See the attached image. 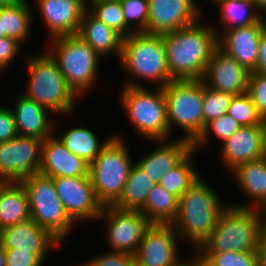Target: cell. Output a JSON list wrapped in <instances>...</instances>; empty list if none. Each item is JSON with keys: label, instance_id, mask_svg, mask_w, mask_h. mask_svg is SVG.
Wrapping results in <instances>:
<instances>
[{"label": "cell", "instance_id": "603a6c76", "mask_svg": "<svg viewBox=\"0 0 266 266\" xmlns=\"http://www.w3.org/2000/svg\"><path fill=\"white\" fill-rule=\"evenodd\" d=\"M11 110L19 136L36 137L45 140L56 132L54 131L55 123L48 118L49 110L26 98L23 94L20 98L18 97L14 108Z\"/></svg>", "mask_w": 266, "mask_h": 266}, {"label": "cell", "instance_id": "7a4b0ae2", "mask_svg": "<svg viewBox=\"0 0 266 266\" xmlns=\"http://www.w3.org/2000/svg\"><path fill=\"white\" fill-rule=\"evenodd\" d=\"M202 178L199 179L179 198V209L172 226L180 240L195 246L197 250L210 236L220 215L227 208L219 194Z\"/></svg>", "mask_w": 266, "mask_h": 266}, {"label": "cell", "instance_id": "816d5d0a", "mask_svg": "<svg viewBox=\"0 0 266 266\" xmlns=\"http://www.w3.org/2000/svg\"><path fill=\"white\" fill-rule=\"evenodd\" d=\"M255 4L261 9L265 10L266 9V0H253Z\"/></svg>", "mask_w": 266, "mask_h": 266}, {"label": "cell", "instance_id": "30bf717a", "mask_svg": "<svg viewBox=\"0 0 266 266\" xmlns=\"http://www.w3.org/2000/svg\"><path fill=\"white\" fill-rule=\"evenodd\" d=\"M27 191L30 217L60 244L76 224L67 214L53 183V178L39 173L21 181Z\"/></svg>", "mask_w": 266, "mask_h": 266}, {"label": "cell", "instance_id": "d6a6232c", "mask_svg": "<svg viewBox=\"0 0 266 266\" xmlns=\"http://www.w3.org/2000/svg\"><path fill=\"white\" fill-rule=\"evenodd\" d=\"M87 10L123 38L134 33L125 23L120 0H91Z\"/></svg>", "mask_w": 266, "mask_h": 266}, {"label": "cell", "instance_id": "7402d4cb", "mask_svg": "<svg viewBox=\"0 0 266 266\" xmlns=\"http://www.w3.org/2000/svg\"><path fill=\"white\" fill-rule=\"evenodd\" d=\"M162 143L136 163L156 184L193 150L192 143L182 138Z\"/></svg>", "mask_w": 266, "mask_h": 266}, {"label": "cell", "instance_id": "b9f144b4", "mask_svg": "<svg viewBox=\"0 0 266 266\" xmlns=\"http://www.w3.org/2000/svg\"><path fill=\"white\" fill-rule=\"evenodd\" d=\"M21 43L10 37L0 38V72H4L14 58L17 57L21 49Z\"/></svg>", "mask_w": 266, "mask_h": 266}, {"label": "cell", "instance_id": "836d02e7", "mask_svg": "<svg viewBox=\"0 0 266 266\" xmlns=\"http://www.w3.org/2000/svg\"><path fill=\"white\" fill-rule=\"evenodd\" d=\"M240 128V124L228 114L213 119L206 124L204 131L192 144L193 150L197 151L201 146L203 147V145H206V143L209 142L210 139L208 138H210V134L212 133L214 134V137L216 136V138L220 139L223 143Z\"/></svg>", "mask_w": 266, "mask_h": 266}, {"label": "cell", "instance_id": "5b68a950", "mask_svg": "<svg viewBox=\"0 0 266 266\" xmlns=\"http://www.w3.org/2000/svg\"><path fill=\"white\" fill-rule=\"evenodd\" d=\"M261 209L228 205L198 253L259 252Z\"/></svg>", "mask_w": 266, "mask_h": 266}, {"label": "cell", "instance_id": "1f68e13d", "mask_svg": "<svg viewBox=\"0 0 266 266\" xmlns=\"http://www.w3.org/2000/svg\"><path fill=\"white\" fill-rule=\"evenodd\" d=\"M195 152L192 150L176 167L165 173L158 184L180 198L201 176L192 163Z\"/></svg>", "mask_w": 266, "mask_h": 266}, {"label": "cell", "instance_id": "ee69618b", "mask_svg": "<svg viewBox=\"0 0 266 266\" xmlns=\"http://www.w3.org/2000/svg\"><path fill=\"white\" fill-rule=\"evenodd\" d=\"M253 72L266 74V34L264 32L260 37L258 47V60L256 69Z\"/></svg>", "mask_w": 266, "mask_h": 266}, {"label": "cell", "instance_id": "f1b7e54d", "mask_svg": "<svg viewBox=\"0 0 266 266\" xmlns=\"http://www.w3.org/2000/svg\"><path fill=\"white\" fill-rule=\"evenodd\" d=\"M179 209V197L166 191L158 183L147 196L141 213L151 222L172 224Z\"/></svg>", "mask_w": 266, "mask_h": 266}, {"label": "cell", "instance_id": "f5cc1de1", "mask_svg": "<svg viewBox=\"0 0 266 266\" xmlns=\"http://www.w3.org/2000/svg\"><path fill=\"white\" fill-rule=\"evenodd\" d=\"M17 0H0V9L16 2Z\"/></svg>", "mask_w": 266, "mask_h": 266}, {"label": "cell", "instance_id": "ffe728a7", "mask_svg": "<svg viewBox=\"0 0 266 266\" xmlns=\"http://www.w3.org/2000/svg\"><path fill=\"white\" fill-rule=\"evenodd\" d=\"M262 33L261 20L253 25L225 30L223 36H218V47L252 72L256 69Z\"/></svg>", "mask_w": 266, "mask_h": 266}, {"label": "cell", "instance_id": "83f0119b", "mask_svg": "<svg viewBox=\"0 0 266 266\" xmlns=\"http://www.w3.org/2000/svg\"><path fill=\"white\" fill-rule=\"evenodd\" d=\"M27 0H17L0 9L3 32L7 37L24 44L30 36L33 13ZM24 42V43H23Z\"/></svg>", "mask_w": 266, "mask_h": 266}, {"label": "cell", "instance_id": "2e32d148", "mask_svg": "<svg viewBox=\"0 0 266 266\" xmlns=\"http://www.w3.org/2000/svg\"><path fill=\"white\" fill-rule=\"evenodd\" d=\"M250 72L217 47L202 77L207 87L233 96L247 92Z\"/></svg>", "mask_w": 266, "mask_h": 266}, {"label": "cell", "instance_id": "52a82bcc", "mask_svg": "<svg viewBox=\"0 0 266 266\" xmlns=\"http://www.w3.org/2000/svg\"><path fill=\"white\" fill-rule=\"evenodd\" d=\"M119 61L133 79L155 81L162 88L173 80L168 72L162 34L140 32L123 38Z\"/></svg>", "mask_w": 266, "mask_h": 266}, {"label": "cell", "instance_id": "f546056e", "mask_svg": "<svg viewBox=\"0 0 266 266\" xmlns=\"http://www.w3.org/2000/svg\"><path fill=\"white\" fill-rule=\"evenodd\" d=\"M156 185L153 179L137 164H133L120 199L115 207L124 210H141L151 189Z\"/></svg>", "mask_w": 266, "mask_h": 266}, {"label": "cell", "instance_id": "f907efd6", "mask_svg": "<svg viewBox=\"0 0 266 266\" xmlns=\"http://www.w3.org/2000/svg\"><path fill=\"white\" fill-rule=\"evenodd\" d=\"M262 13L265 14V15H263ZM262 13H261V23H262V26H263V32L266 34V9L262 10Z\"/></svg>", "mask_w": 266, "mask_h": 266}, {"label": "cell", "instance_id": "cb8c5ba5", "mask_svg": "<svg viewBox=\"0 0 266 266\" xmlns=\"http://www.w3.org/2000/svg\"><path fill=\"white\" fill-rule=\"evenodd\" d=\"M77 35L87 42L101 58L115 53L120 59L123 37L95 18L88 10L83 14Z\"/></svg>", "mask_w": 266, "mask_h": 266}, {"label": "cell", "instance_id": "4fadbf2b", "mask_svg": "<svg viewBox=\"0 0 266 266\" xmlns=\"http://www.w3.org/2000/svg\"><path fill=\"white\" fill-rule=\"evenodd\" d=\"M56 192L75 222L98 219L103 205L98 201L90 176L53 178Z\"/></svg>", "mask_w": 266, "mask_h": 266}, {"label": "cell", "instance_id": "60d3db41", "mask_svg": "<svg viewBox=\"0 0 266 266\" xmlns=\"http://www.w3.org/2000/svg\"><path fill=\"white\" fill-rule=\"evenodd\" d=\"M6 266H42L43 263L30 251L5 248Z\"/></svg>", "mask_w": 266, "mask_h": 266}, {"label": "cell", "instance_id": "9f6ffc18", "mask_svg": "<svg viewBox=\"0 0 266 266\" xmlns=\"http://www.w3.org/2000/svg\"><path fill=\"white\" fill-rule=\"evenodd\" d=\"M204 266H209V265L206 263L205 259H204Z\"/></svg>", "mask_w": 266, "mask_h": 266}, {"label": "cell", "instance_id": "d4e9b609", "mask_svg": "<svg viewBox=\"0 0 266 266\" xmlns=\"http://www.w3.org/2000/svg\"><path fill=\"white\" fill-rule=\"evenodd\" d=\"M234 179L247 197L252 198L250 204L237 203V207H253L263 209L266 206V161L259 159L238 165L233 171Z\"/></svg>", "mask_w": 266, "mask_h": 266}, {"label": "cell", "instance_id": "4dcf8cb0", "mask_svg": "<svg viewBox=\"0 0 266 266\" xmlns=\"http://www.w3.org/2000/svg\"><path fill=\"white\" fill-rule=\"evenodd\" d=\"M220 25L224 31L253 25L261 20L262 10L253 0H219Z\"/></svg>", "mask_w": 266, "mask_h": 266}, {"label": "cell", "instance_id": "11a10c76", "mask_svg": "<svg viewBox=\"0 0 266 266\" xmlns=\"http://www.w3.org/2000/svg\"><path fill=\"white\" fill-rule=\"evenodd\" d=\"M81 2L86 8H88L87 1L90 3L91 0H77Z\"/></svg>", "mask_w": 266, "mask_h": 266}, {"label": "cell", "instance_id": "9a60e30c", "mask_svg": "<svg viewBox=\"0 0 266 266\" xmlns=\"http://www.w3.org/2000/svg\"><path fill=\"white\" fill-rule=\"evenodd\" d=\"M148 5V34L177 31L202 18L195 0H148Z\"/></svg>", "mask_w": 266, "mask_h": 266}, {"label": "cell", "instance_id": "277c9868", "mask_svg": "<svg viewBox=\"0 0 266 266\" xmlns=\"http://www.w3.org/2000/svg\"><path fill=\"white\" fill-rule=\"evenodd\" d=\"M28 82L22 93L52 113L73 114L77 98L68 86L57 62L45 51L40 55L27 58Z\"/></svg>", "mask_w": 266, "mask_h": 266}, {"label": "cell", "instance_id": "4316f807", "mask_svg": "<svg viewBox=\"0 0 266 266\" xmlns=\"http://www.w3.org/2000/svg\"><path fill=\"white\" fill-rule=\"evenodd\" d=\"M62 144L73 154L80 156L86 162L91 164L99 155L101 150L114 137H108L101 144L94 131L86 127H74L61 135L56 134Z\"/></svg>", "mask_w": 266, "mask_h": 266}, {"label": "cell", "instance_id": "db71d44e", "mask_svg": "<svg viewBox=\"0 0 266 266\" xmlns=\"http://www.w3.org/2000/svg\"><path fill=\"white\" fill-rule=\"evenodd\" d=\"M5 32H3V25H2V20H0V38L5 37Z\"/></svg>", "mask_w": 266, "mask_h": 266}, {"label": "cell", "instance_id": "7bdbcfd3", "mask_svg": "<svg viewBox=\"0 0 266 266\" xmlns=\"http://www.w3.org/2000/svg\"><path fill=\"white\" fill-rule=\"evenodd\" d=\"M15 118L10 108L0 106V143L17 136Z\"/></svg>", "mask_w": 266, "mask_h": 266}, {"label": "cell", "instance_id": "ba28073f", "mask_svg": "<svg viewBox=\"0 0 266 266\" xmlns=\"http://www.w3.org/2000/svg\"><path fill=\"white\" fill-rule=\"evenodd\" d=\"M132 161L127 143L116 135L90 164L89 176L103 206L114 205L120 199L134 164Z\"/></svg>", "mask_w": 266, "mask_h": 266}, {"label": "cell", "instance_id": "e0dca14e", "mask_svg": "<svg viewBox=\"0 0 266 266\" xmlns=\"http://www.w3.org/2000/svg\"><path fill=\"white\" fill-rule=\"evenodd\" d=\"M0 242L4 248L30 251L42 263L45 262L49 248H56L60 245L53 236L32 219L1 229Z\"/></svg>", "mask_w": 266, "mask_h": 266}, {"label": "cell", "instance_id": "f6af8a7d", "mask_svg": "<svg viewBox=\"0 0 266 266\" xmlns=\"http://www.w3.org/2000/svg\"><path fill=\"white\" fill-rule=\"evenodd\" d=\"M193 254L195 257L191 261L182 262L179 259L173 266H204V258L197 251L195 252V250Z\"/></svg>", "mask_w": 266, "mask_h": 266}, {"label": "cell", "instance_id": "ab89813d", "mask_svg": "<svg viewBox=\"0 0 266 266\" xmlns=\"http://www.w3.org/2000/svg\"><path fill=\"white\" fill-rule=\"evenodd\" d=\"M134 263L135 255L109 250L106 254L92 257L91 260L80 266H133Z\"/></svg>", "mask_w": 266, "mask_h": 266}, {"label": "cell", "instance_id": "8992f818", "mask_svg": "<svg viewBox=\"0 0 266 266\" xmlns=\"http://www.w3.org/2000/svg\"><path fill=\"white\" fill-rule=\"evenodd\" d=\"M47 52L57 62L65 81L81 98L96 84L101 57L80 36L51 38Z\"/></svg>", "mask_w": 266, "mask_h": 266}, {"label": "cell", "instance_id": "484cf974", "mask_svg": "<svg viewBox=\"0 0 266 266\" xmlns=\"http://www.w3.org/2000/svg\"><path fill=\"white\" fill-rule=\"evenodd\" d=\"M29 219V200L22 183L0 182V230Z\"/></svg>", "mask_w": 266, "mask_h": 266}, {"label": "cell", "instance_id": "6da1fadb", "mask_svg": "<svg viewBox=\"0 0 266 266\" xmlns=\"http://www.w3.org/2000/svg\"><path fill=\"white\" fill-rule=\"evenodd\" d=\"M201 23L200 18L194 24L162 34L168 72L173 80L202 79L218 47L217 28Z\"/></svg>", "mask_w": 266, "mask_h": 266}, {"label": "cell", "instance_id": "3957f363", "mask_svg": "<svg viewBox=\"0 0 266 266\" xmlns=\"http://www.w3.org/2000/svg\"><path fill=\"white\" fill-rule=\"evenodd\" d=\"M120 103L131 125L139 135L153 142L169 140L170 128L167 107L162 87L149 90L138 79L124 83Z\"/></svg>", "mask_w": 266, "mask_h": 266}, {"label": "cell", "instance_id": "d590c367", "mask_svg": "<svg viewBox=\"0 0 266 266\" xmlns=\"http://www.w3.org/2000/svg\"><path fill=\"white\" fill-rule=\"evenodd\" d=\"M126 25L134 32L148 33V0H120ZM133 26V27H132Z\"/></svg>", "mask_w": 266, "mask_h": 266}, {"label": "cell", "instance_id": "d6986e66", "mask_svg": "<svg viewBox=\"0 0 266 266\" xmlns=\"http://www.w3.org/2000/svg\"><path fill=\"white\" fill-rule=\"evenodd\" d=\"M90 164L70 152L52 135L43 141L39 174L50 178L89 176Z\"/></svg>", "mask_w": 266, "mask_h": 266}, {"label": "cell", "instance_id": "5bb4252c", "mask_svg": "<svg viewBox=\"0 0 266 266\" xmlns=\"http://www.w3.org/2000/svg\"><path fill=\"white\" fill-rule=\"evenodd\" d=\"M179 235L172 224L152 223L135 254L139 266H173L180 258Z\"/></svg>", "mask_w": 266, "mask_h": 266}, {"label": "cell", "instance_id": "8fae6325", "mask_svg": "<svg viewBox=\"0 0 266 266\" xmlns=\"http://www.w3.org/2000/svg\"><path fill=\"white\" fill-rule=\"evenodd\" d=\"M99 220L105 219L110 251L135 255L151 222L139 210L103 206Z\"/></svg>", "mask_w": 266, "mask_h": 266}, {"label": "cell", "instance_id": "c3c4849f", "mask_svg": "<svg viewBox=\"0 0 266 266\" xmlns=\"http://www.w3.org/2000/svg\"><path fill=\"white\" fill-rule=\"evenodd\" d=\"M262 159H264L266 161V120H264V122H263Z\"/></svg>", "mask_w": 266, "mask_h": 266}, {"label": "cell", "instance_id": "ac0fdd59", "mask_svg": "<svg viewBox=\"0 0 266 266\" xmlns=\"http://www.w3.org/2000/svg\"><path fill=\"white\" fill-rule=\"evenodd\" d=\"M50 39L78 34L87 8L77 0H35Z\"/></svg>", "mask_w": 266, "mask_h": 266}, {"label": "cell", "instance_id": "bcb514c9", "mask_svg": "<svg viewBox=\"0 0 266 266\" xmlns=\"http://www.w3.org/2000/svg\"><path fill=\"white\" fill-rule=\"evenodd\" d=\"M260 245H266V212L261 209Z\"/></svg>", "mask_w": 266, "mask_h": 266}, {"label": "cell", "instance_id": "e575fe53", "mask_svg": "<svg viewBox=\"0 0 266 266\" xmlns=\"http://www.w3.org/2000/svg\"><path fill=\"white\" fill-rule=\"evenodd\" d=\"M227 114L236 120L241 127L263 125V118L247 93L233 96Z\"/></svg>", "mask_w": 266, "mask_h": 266}, {"label": "cell", "instance_id": "f35d334b", "mask_svg": "<svg viewBox=\"0 0 266 266\" xmlns=\"http://www.w3.org/2000/svg\"><path fill=\"white\" fill-rule=\"evenodd\" d=\"M246 93L255 104L259 115L266 120V74L250 72Z\"/></svg>", "mask_w": 266, "mask_h": 266}, {"label": "cell", "instance_id": "7dc6e473", "mask_svg": "<svg viewBox=\"0 0 266 266\" xmlns=\"http://www.w3.org/2000/svg\"><path fill=\"white\" fill-rule=\"evenodd\" d=\"M260 266H266V245H259Z\"/></svg>", "mask_w": 266, "mask_h": 266}, {"label": "cell", "instance_id": "44dd1931", "mask_svg": "<svg viewBox=\"0 0 266 266\" xmlns=\"http://www.w3.org/2000/svg\"><path fill=\"white\" fill-rule=\"evenodd\" d=\"M221 159L227 170L262 159L263 125L243 126L221 143Z\"/></svg>", "mask_w": 266, "mask_h": 266}, {"label": "cell", "instance_id": "681fc988", "mask_svg": "<svg viewBox=\"0 0 266 266\" xmlns=\"http://www.w3.org/2000/svg\"><path fill=\"white\" fill-rule=\"evenodd\" d=\"M0 266H6V254L3 244L0 242Z\"/></svg>", "mask_w": 266, "mask_h": 266}, {"label": "cell", "instance_id": "9c48e42d", "mask_svg": "<svg viewBox=\"0 0 266 266\" xmlns=\"http://www.w3.org/2000/svg\"><path fill=\"white\" fill-rule=\"evenodd\" d=\"M163 92L170 134L178 126L184 131L179 138L193 144L204 131V83L201 79L172 80L163 87Z\"/></svg>", "mask_w": 266, "mask_h": 266}, {"label": "cell", "instance_id": "7c38bea8", "mask_svg": "<svg viewBox=\"0 0 266 266\" xmlns=\"http://www.w3.org/2000/svg\"><path fill=\"white\" fill-rule=\"evenodd\" d=\"M43 141L17 135L0 143V182H21L39 173Z\"/></svg>", "mask_w": 266, "mask_h": 266}, {"label": "cell", "instance_id": "8d00e7d4", "mask_svg": "<svg viewBox=\"0 0 266 266\" xmlns=\"http://www.w3.org/2000/svg\"><path fill=\"white\" fill-rule=\"evenodd\" d=\"M209 266H260L259 252L199 253Z\"/></svg>", "mask_w": 266, "mask_h": 266}, {"label": "cell", "instance_id": "74e56055", "mask_svg": "<svg viewBox=\"0 0 266 266\" xmlns=\"http://www.w3.org/2000/svg\"><path fill=\"white\" fill-rule=\"evenodd\" d=\"M233 95L213 90L204 85V129L208 122L227 114Z\"/></svg>", "mask_w": 266, "mask_h": 266}]
</instances>
